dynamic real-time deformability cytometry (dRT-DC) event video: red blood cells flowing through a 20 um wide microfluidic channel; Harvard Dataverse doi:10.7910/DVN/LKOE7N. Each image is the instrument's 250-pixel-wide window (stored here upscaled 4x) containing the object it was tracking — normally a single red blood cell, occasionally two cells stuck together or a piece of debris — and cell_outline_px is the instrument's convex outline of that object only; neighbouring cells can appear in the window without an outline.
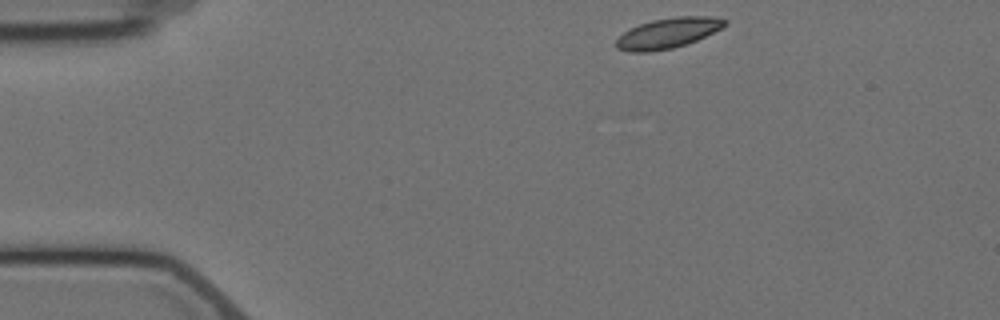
{"species": "Egyptian fruit bat (a non-hibernating species)", "species_latin": "Rousettus aegyptiacus", "temperature_condition": "cold", "stored_images_in_passage": 3, "camera_frame_rate_fps": 3000, "um_per_image_px": 0.085, "animal": {"sex": "female"}, "frame": {"image": 1, "passage_image": 1, "time_ms": 0.0, "image_size_px": [1000, 320], "cell_outline_px": [[728, 24], [696, 40], [672, 48], [648, 52], [628, 52], [616, 48], [616, 40], [624, 32], [640, 24], [652, 20], [676, 16], [712, 16], [728, 20]], "centroid_in_image_um": [56.77, 2.8], "position_along_channel_um": 28.2, "area_um2": 18.96}}